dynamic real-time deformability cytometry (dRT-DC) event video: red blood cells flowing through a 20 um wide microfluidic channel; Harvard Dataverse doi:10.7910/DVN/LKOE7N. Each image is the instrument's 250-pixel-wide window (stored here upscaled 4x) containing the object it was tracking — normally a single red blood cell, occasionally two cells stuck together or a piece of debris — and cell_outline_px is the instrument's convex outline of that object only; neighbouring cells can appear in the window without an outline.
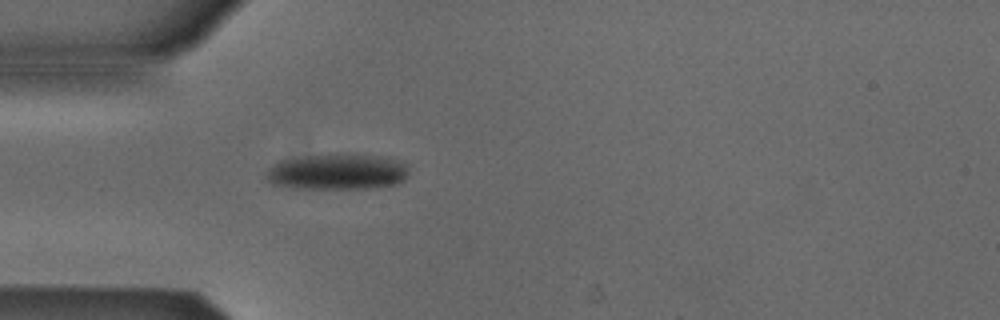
{"species": "Egyptian fruit bat (a non-hibernating species)", "species_latin": "Rousettus aegyptiacus", "temperature_condition": "cold", "stored_images_in_passage": 38, "camera_frame_rate_fps": 3000, "um_per_image_px": 0.085, "animal": {"sex": "male"}, "frame": {"image": 1, "passage_image": 1, "time_ms": 0.0, "image_size_px": [1000, 320], "cell_outline_px": [[408, 176], [404, 180], [396, 184], [368, 188], [292, 188], [272, 184], [264, 176], [264, 172], [272, 164], [280, 160], [308, 156], [388, 156], [404, 160], [408, 164]], "centroid_in_image_um": [28.69, 14.62], "position_along_channel_um": 56.3, "area_um2": 29.65}}
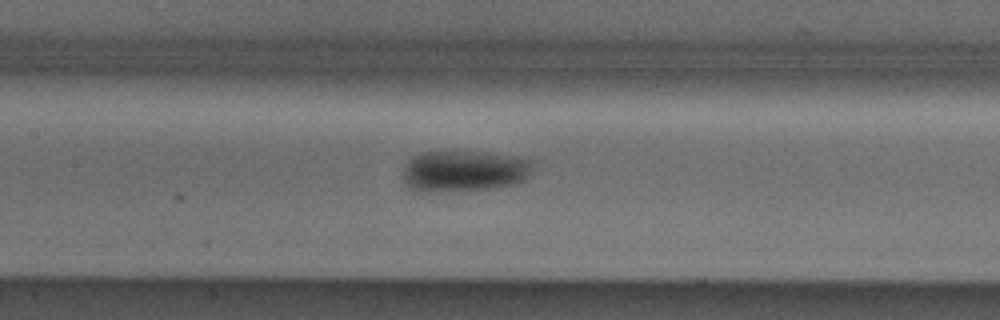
{"frame": {"image": 2, "passage_image": 10, "time_ms": 3.0, "image_size_px": [1000, 320], "cell_outline_px": [[532, 168], [528, 176], [524, 180], [512, 184], [492, 188], [432, 192], [416, 192], [408, 188], [400, 180], [400, 172], [404, 164], [412, 156], [420, 152], [480, 152], [508, 156], [532, 160]], "centroid_in_image_um": [39.29, 14.55], "position_along_channel_um": 168.1, "area_um2": 31.5}}
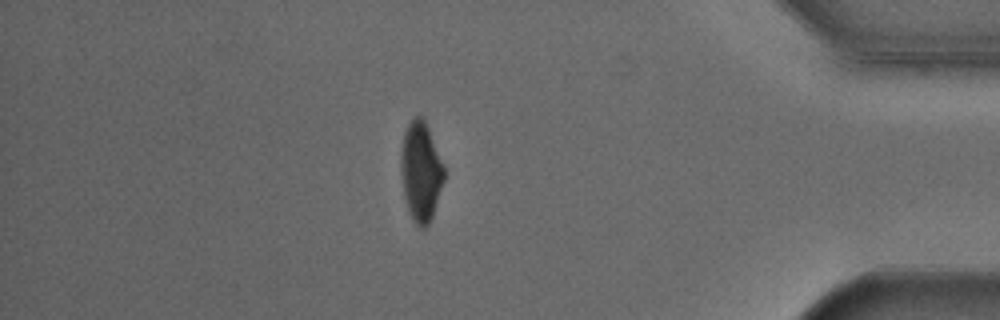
{"frame": {"image": 3, "passage_image": 31, "time_ms": 10.0, "image_size_px": [1000, 320], "cell_outline_px": [[444, 180], [432, 216], [428, 224], [424, 228], [420, 228], [412, 220], [408, 212], [404, 200], [400, 168], [400, 156], [404, 132], [408, 124], [416, 116], [424, 116], [444, 168]], "centroid_in_image_um": [35.74, 14.59], "position_along_channel_um": 399.5, "area_um2": 25.09}, "authors_computed_cell_mechanics": {"area_um2": 29.3624, "velocity_mm_per_s": 3.8856, "shape_relaxation_time_tau1_ms": 2.3857, "shape_relaxation_time_tau2_ms": 4.1048, "deformation_change_tau1": 0.1072, "deformation_change_tau2": 0.0628}}